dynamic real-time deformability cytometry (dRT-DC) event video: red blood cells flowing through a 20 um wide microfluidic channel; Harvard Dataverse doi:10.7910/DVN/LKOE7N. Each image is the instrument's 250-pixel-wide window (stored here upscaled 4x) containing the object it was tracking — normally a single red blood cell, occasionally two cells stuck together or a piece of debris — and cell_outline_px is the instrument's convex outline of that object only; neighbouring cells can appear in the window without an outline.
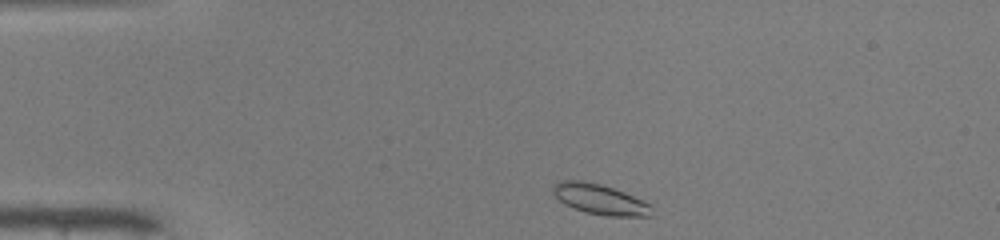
{"species": "common noctule bat (a hibernating species)", "species_latin": "Nyctalus noctula", "temperature_condition": "warm", "stored_images_in_passage": 13, "camera_frame_rate_fps": 3000, "um_per_image_px": 0.085, "animal": {"sex": "male", "body_mass_g": 19.0, "forearm_length_mm": 50.8}, "frame": {"image": 1, "passage_image": 1, "time_ms": 0.0, "image_size_px": [1000, 240], "cell_outline_px": [[652, 216], [608, 216], [584, 212], [564, 204], [552, 196], [552, 184], [560, 180], [584, 180], [600, 184], [624, 192], [648, 204], [652, 208]], "centroid_in_image_um": [50.9, 16.93], "position_along_channel_um": 34.1, "area_um2": 17.51}}
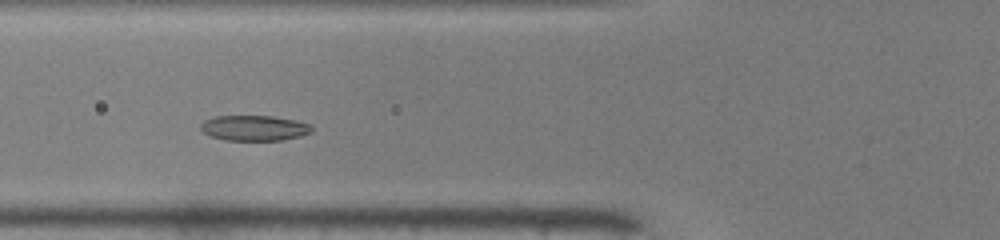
{"frame": {"image": 2, "passage_image": 10, "time_ms": 3.0, "image_size_px": [1000, 240], "cell_outline_px": [[312, 132], [300, 136], [284, 140], [224, 140], [208, 136], [200, 128], [200, 124], [204, 120], [212, 116], [272, 116], [296, 120], [312, 124]], "centroid_in_image_um": [21.6, 10.88], "position_along_channel_um": 104.2, "area_um2": 16.65}}